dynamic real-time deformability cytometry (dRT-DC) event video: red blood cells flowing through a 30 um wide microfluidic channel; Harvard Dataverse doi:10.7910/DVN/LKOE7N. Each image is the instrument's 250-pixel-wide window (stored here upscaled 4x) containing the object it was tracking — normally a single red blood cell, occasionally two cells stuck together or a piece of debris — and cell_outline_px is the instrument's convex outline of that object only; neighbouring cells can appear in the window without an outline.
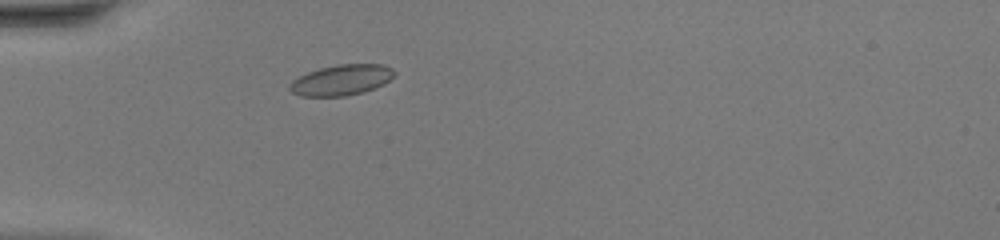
{"species": "common noctule bat (a hibernating species)", "species_latin": "Nyctalus noctula", "temperature_condition": "warm", "stored_images_in_passage": 33, "camera_frame_rate_fps": 3000, "um_per_image_px": 0.085, "animal": {"sex": "female", "body_mass_g": 20.0, "forearm_length_mm": 54.0}, "frame": {"image": 1, "passage_image": 1, "time_ms": 0.0, "image_size_px": [1000, 240], "cell_outline_px": [[396, 72], [384, 84], [376, 88], [344, 96], [300, 96], [292, 92], [288, 88], [288, 84], [292, 80], [308, 72], [320, 68], [336, 64], [384, 64], [392, 68]], "centroid_in_image_um": [29.0, 6.79], "position_along_channel_um": 56.0, "area_um2": 18.67}}
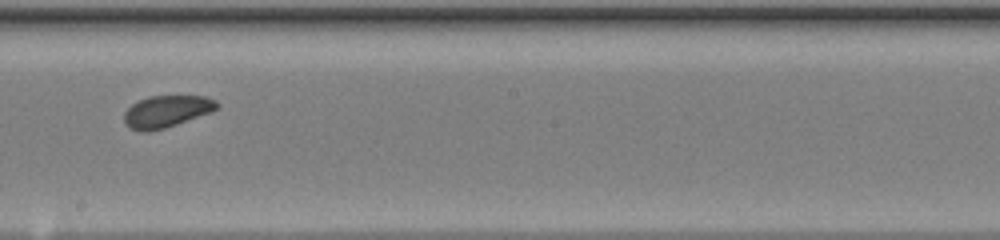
{"frame": {"image": 2, "passage_image": 14, "time_ms": 4.333, "image_size_px": [1000, 240], "cell_outline_px": [[220, 108], [212, 112], [164, 128], [148, 132], [140, 132], [128, 128], [124, 124], [124, 112], [132, 104], [148, 96], [204, 96], [216, 100], [220, 104]], "centroid_in_image_um": [14.16, 9.48], "position_along_channel_um": 234.0, "area_um2": 17.46}}
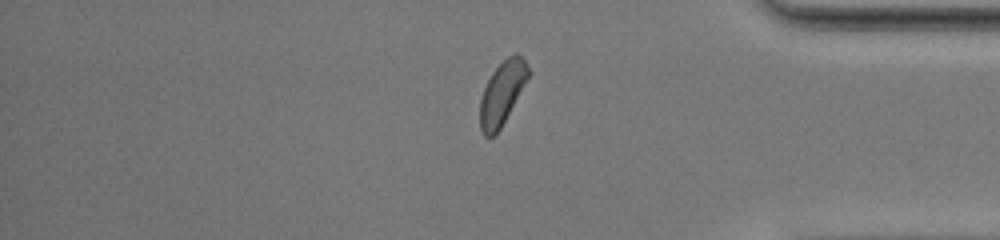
{"frame": {"image": 3, "passage_image": 26, "time_ms": 8.333, "image_size_px": [1000, 240], "cell_outline_px": [[532, 72], [500, 128], [492, 136], [484, 136], [480, 128], [480, 100], [484, 88], [492, 72], [508, 56], [516, 52], [524, 60]], "centroid_in_image_um": [42.69, 7.88], "position_along_channel_um": 392.5, "area_um2": 17.51}, "authors_computed_cell_mechanics": {"area_um2": 17.918, "velocity_mm_per_s": 4.3927, "shape_relaxation_time_tau1_ms": 1.1607, "shape_relaxation_time_tau2_ms": 2.0018, "deformation_change_tau1": 0.0597, "deformation_change_tau2": 0.0501}}